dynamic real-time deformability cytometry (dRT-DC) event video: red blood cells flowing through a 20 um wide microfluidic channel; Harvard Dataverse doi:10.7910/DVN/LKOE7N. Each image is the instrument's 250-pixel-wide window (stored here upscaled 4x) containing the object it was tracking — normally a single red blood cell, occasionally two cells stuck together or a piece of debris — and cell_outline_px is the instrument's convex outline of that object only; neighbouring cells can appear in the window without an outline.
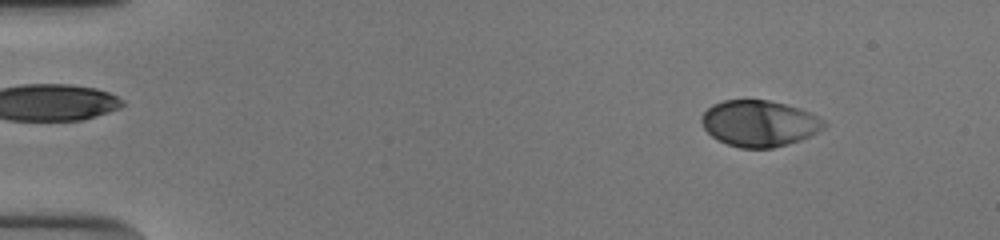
{"species": "human", "species_latin": "Homo sapiens", "temperature_condition": "cold", "stored_images_in_passage": 53, "camera_frame_rate_fps": 3000, "um_per_image_px": 0.085, "donor": {"sex": "male"}, "frame": {"image": 1, "passage_image": 6, "time_ms": 1.667, "image_size_px": [1000, 240], "cell_outline_px": [[828, 124], [824, 128], [800, 140], [788, 144], [772, 148], [740, 148], [716, 140], [704, 128], [700, 120], [700, 116], [712, 104], [724, 100], [768, 100], [800, 108], [824, 120]], "centroid_in_image_um": [64.51, 10.49], "position_along_channel_um": 20.5, "area_um2": 32.95}}
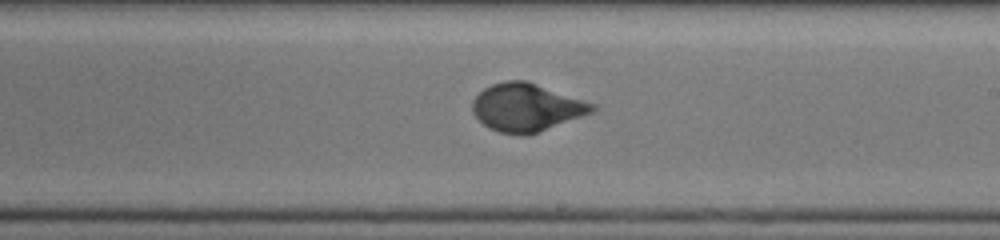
{"frame": {"image": 2, "passage_image": 32, "time_ms": 10.333, "image_size_px": [1000, 240], "cell_outline_px": [[596, 108], [592, 112], [540, 132], [524, 136], [520, 136], [500, 132], [488, 128], [472, 112], [472, 100], [484, 88], [492, 84], [504, 80], [528, 80], [596, 104]], "centroid_in_image_um": [44.75, 9.12], "position_along_channel_um": 244.3, "area_um2": 33.64}}
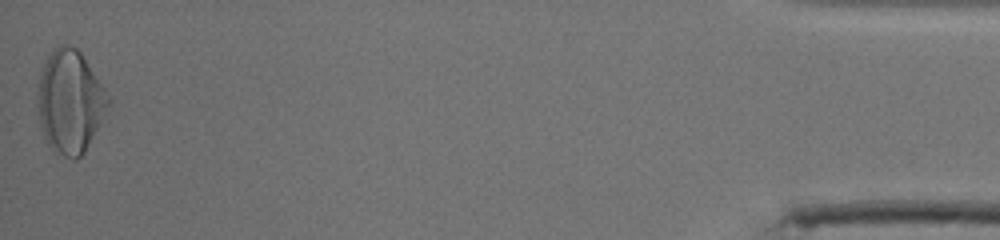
{"frame": {"image": 3, "passage_image": 53, "time_ms": 17.333, "image_size_px": [1000, 240], "cell_outline_px": [[112, 104], [84, 152], [76, 160], [72, 160], [52, 152], [44, 140], [40, 124], [40, 76], [44, 64], [48, 56], [60, 44], [68, 44], [76, 48], [80, 52], [112, 100]], "centroid_in_image_um": [5.99, 8.7], "position_along_channel_um": 429.2, "area_um2": 42.02}, "authors_computed_cell_mechanics": {"area_um2": 33.1772, "velocity_mm_per_s": 3.8529, "shape_relaxation_time_tau1_ms": 3.9417, "shape_relaxation_time_tau2_ms": null, "deformation_change_tau1": 0.201, "deformation_change_tau2": null}}